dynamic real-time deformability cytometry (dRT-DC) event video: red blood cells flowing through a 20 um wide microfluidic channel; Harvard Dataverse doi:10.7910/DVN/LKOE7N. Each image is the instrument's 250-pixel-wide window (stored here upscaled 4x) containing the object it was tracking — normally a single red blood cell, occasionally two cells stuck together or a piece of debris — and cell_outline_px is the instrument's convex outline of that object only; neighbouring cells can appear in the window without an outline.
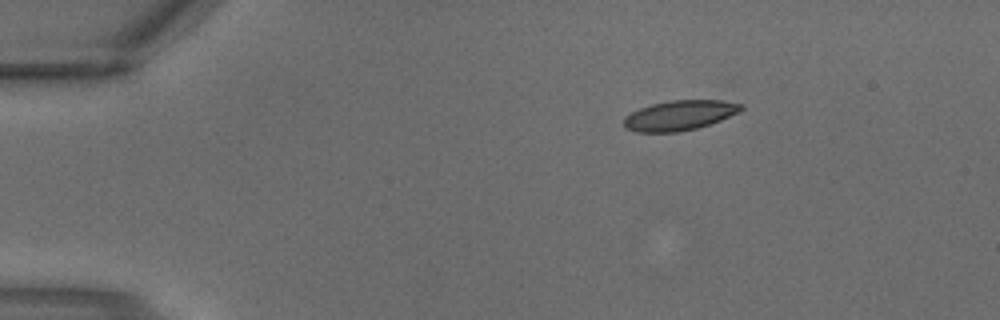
{"species": "common noctule bat (a hibernating species)", "species_latin": "Nyctalus noctula", "temperature_condition": "warm", "stored_images_in_passage": 2, "camera_frame_rate_fps": 3000, "um_per_image_px": 0.085, "animal": {"sex": "male", "body_mass_g": 18.8}, "frame": {"image": 1, "passage_image": 2, "time_ms": 0.333, "image_size_px": [1000, 320], "cell_outline_px": [[744, 108], [740, 112], [720, 120], [696, 128], [676, 132], [636, 132], [624, 128], [624, 116], [640, 108], [652, 104], [672, 100], [720, 100], [744, 104]], "centroid_in_image_um": [57.76, 9.8], "position_along_channel_um": 27.2, "area_um2": 20.4}}